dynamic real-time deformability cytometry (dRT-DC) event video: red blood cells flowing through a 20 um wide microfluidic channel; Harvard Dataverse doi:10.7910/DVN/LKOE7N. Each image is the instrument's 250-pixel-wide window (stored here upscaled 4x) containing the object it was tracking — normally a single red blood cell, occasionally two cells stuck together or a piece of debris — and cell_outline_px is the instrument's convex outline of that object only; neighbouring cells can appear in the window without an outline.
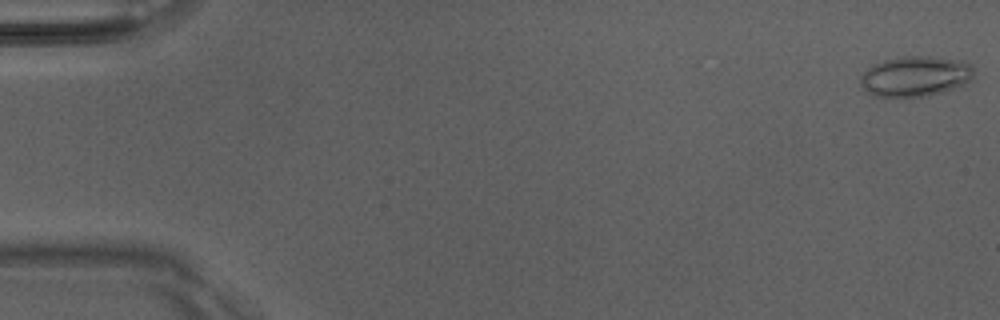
{"species": "Egyptian fruit bat (a non-hibernating species)", "species_latin": "Rousettus aegyptiacus", "temperature_condition": "room temperature", "stored_images_in_passage": 51, "camera_frame_rate_fps": 3000, "um_per_image_px": 0.085, "animal": {"sex": "male"}, "frame": {"image": 1, "passage_image": 1, "time_ms": 0.0, "image_size_px": [1000, 320], "cell_outline_px": [[972, 76], [964, 84], [928, 96], [872, 96], [860, 84], [860, 76], [868, 68], [876, 64], [888, 60], [904, 56], [928, 56], [964, 60], [972, 64]], "centroid_in_image_um": [77.8, 6.47], "position_along_channel_um": 7.2, "area_um2": 26.24}}
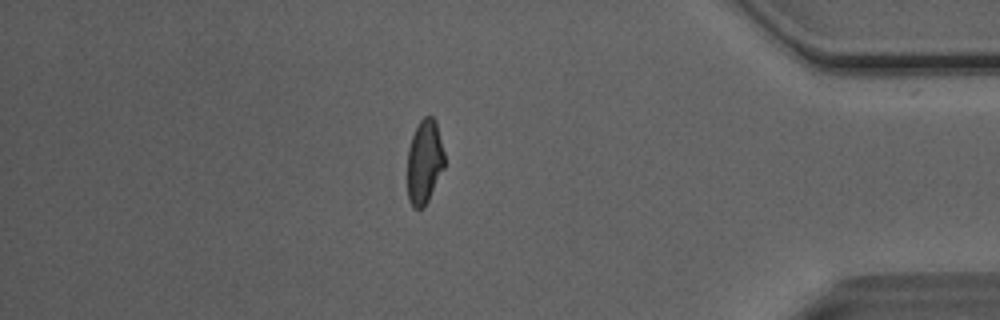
{"frame": {"image": 2, "passage_image": 44, "time_ms": 14.333, "image_size_px": [1000, 320], "cell_outline_px": [[444, 168], [428, 200], [420, 208], [412, 208], [408, 200], [408, 148], [412, 136], [420, 120], [424, 116], [432, 116], [436, 120], [444, 152]], "centroid_in_image_um": [36.08, 13.73], "position_along_channel_um": 399.1, "area_um2": 18.09}}
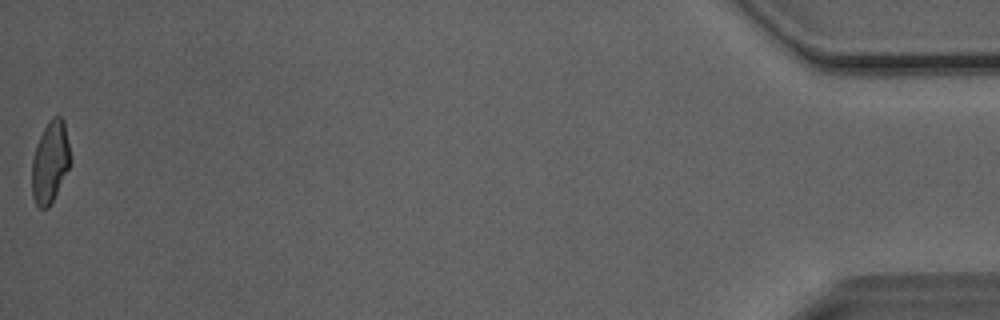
{"frame": {"image": 3, "passage_image": 51, "time_ms": 16.667, "image_size_px": [1000, 320], "cell_outline_px": [[72, 164], [48, 208], [40, 208], [36, 204], [32, 196], [32, 160], [36, 144], [48, 120], [52, 116], [60, 116], [64, 120], [72, 160]], "centroid_in_image_um": [4.28, 13.75], "position_along_channel_um": 430.9, "area_um2": 18.55}, "authors_computed_cell_mechanics": {"area_um2": 19.2474, "velocity_mm_per_s": 4.0778, "shape_relaxation_time_tau1_ms": 4.7697, "shape_relaxation_time_tau2_ms": 1.7379, "deformation_change_tau1": 0.14, "deformation_change_tau2": 0.082}}